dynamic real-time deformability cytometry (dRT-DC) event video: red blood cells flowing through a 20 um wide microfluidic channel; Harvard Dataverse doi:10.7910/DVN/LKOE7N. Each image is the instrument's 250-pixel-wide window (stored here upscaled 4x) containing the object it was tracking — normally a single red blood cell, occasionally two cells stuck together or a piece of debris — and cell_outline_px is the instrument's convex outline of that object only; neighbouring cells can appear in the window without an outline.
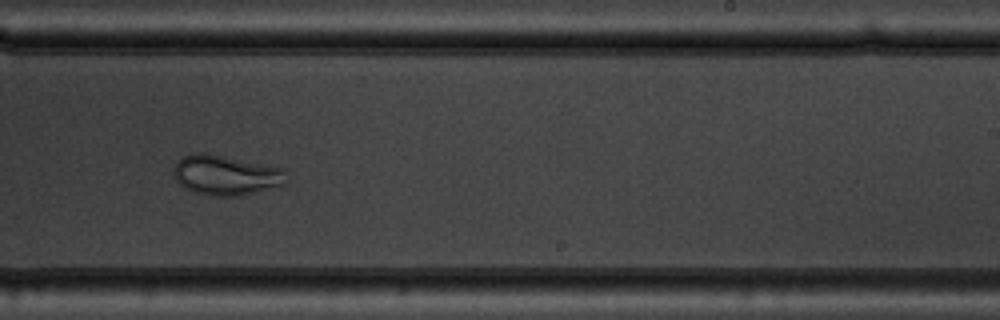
{"species": "common noctule bat (a hibernating species)", "species_latin": "Nyctalus noctula", "temperature_condition": "warm", "stored_images_in_passage": 37, "camera_frame_rate_fps": 3000, "um_per_image_px": 0.085, "animal": {"sex": "male", "body_mass_g": 19.5, "forearm_length_mm": 54.6}, "frame": {"image": 1, "passage_image": 17, "time_ms": 5.333, "image_size_px": [1000, 320], "cell_outline_px": [[288, 180], [284, 184], [240, 196], [212, 196], [192, 192], [184, 188], [172, 176], [172, 168], [176, 160], [180, 156], [192, 152], [204, 152], [284, 168]], "centroid_in_image_um": [19.12, 14.87], "position_along_channel_um": 269.9, "area_um2": 26.76}}
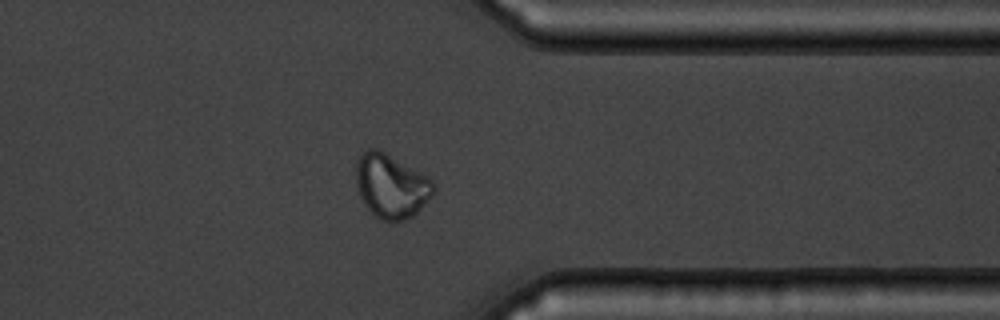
{"frame": {"image": 2, "passage_image": 26, "time_ms": 8.333, "image_size_px": [1000, 320], "cell_outline_px": [[436, 188], [432, 196], [412, 216], [404, 220], [380, 220], [364, 204], [360, 196], [356, 184], [356, 160], [368, 148], [376, 148], [384, 152], [432, 180], [436, 184]], "centroid_in_image_um": [33.23, 15.81], "position_along_channel_um": 378.2, "area_um2": 28.44}}
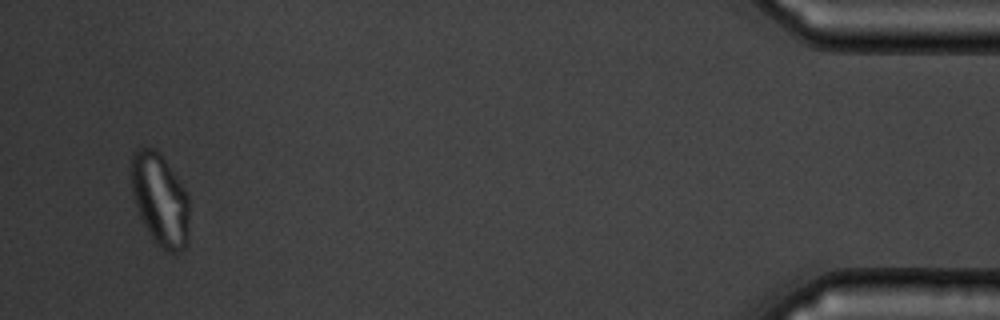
{"frame": {"image": 3, "passage_image": 35, "time_ms": 11.333, "image_size_px": [1000, 320], "cell_outline_px": [[188, 244], [180, 252], [168, 252], [160, 248], [156, 244], [144, 224], [140, 216], [132, 192], [132, 152], [136, 148], [156, 148], [160, 152], [184, 188], [188, 196]], "centroid_in_image_um": [13.62, 16.97], "position_along_channel_um": 421.6, "area_um2": 31.1}, "authors_computed_cell_mechanics": {"area_um2": 28.4376, "velocity_mm_per_s": 3.7494, "shape_relaxation_time_tau1_ms": 6.2961, "shape_relaxation_time_tau2_ms": 1.1112, "deformation_change_tau1": 0.1494, "deformation_change_tau2": 0.0479}}